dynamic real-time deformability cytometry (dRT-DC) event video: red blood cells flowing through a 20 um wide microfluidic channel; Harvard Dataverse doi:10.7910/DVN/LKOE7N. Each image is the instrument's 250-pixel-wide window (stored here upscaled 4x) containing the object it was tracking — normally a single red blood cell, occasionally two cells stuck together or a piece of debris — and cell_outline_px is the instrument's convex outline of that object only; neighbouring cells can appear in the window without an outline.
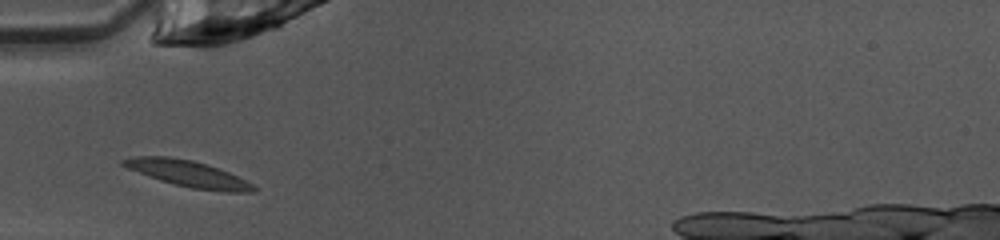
{"species": "common noctule bat (a hibernating species)", "species_latin": "Nyctalus noctula", "temperature_condition": "warm", "stored_images_in_passage": 27, "camera_frame_rate_fps": 3000, "um_per_image_px": 0.085, "animal": {"sex": "female", "body_mass_g": 10.0, "forearm_length_mm": 53.1}, "frame": {"image": 1, "passage_image": 1, "time_ms": 0.0, "image_size_px": [1000, 240], "cell_outline_px": [[256, 192], [224, 192], [192, 188], [160, 180], [148, 176], [128, 168], [120, 164], [120, 160], [136, 156], [168, 156], [192, 160], [228, 172], [252, 184], [256, 188]], "centroid_in_image_um": [15.95, 14.76], "position_along_channel_um": 69.0, "area_um2": 19.59}}
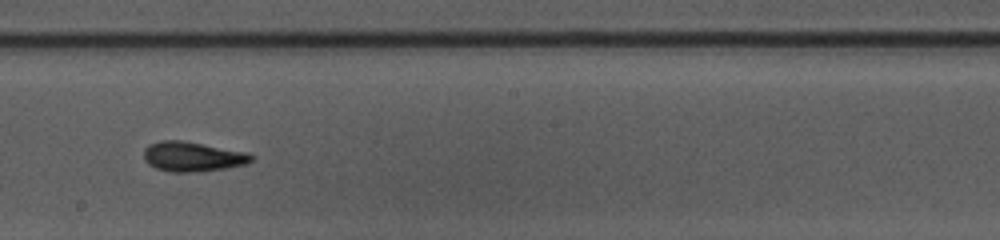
{"frame": {"image": 2, "passage_image": 13, "time_ms": 4.0, "image_size_px": [1000, 240], "cell_outline_px": [[256, 156], [252, 160], [244, 164], [224, 168], [192, 172], [172, 172], [156, 168], [148, 164], [144, 160], [144, 148], [148, 144], [160, 140], [180, 140], [248, 152]], "centroid_in_image_um": [16.34, 13.3], "position_along_channel_um": 231.9, "area_um2": 18.61}}
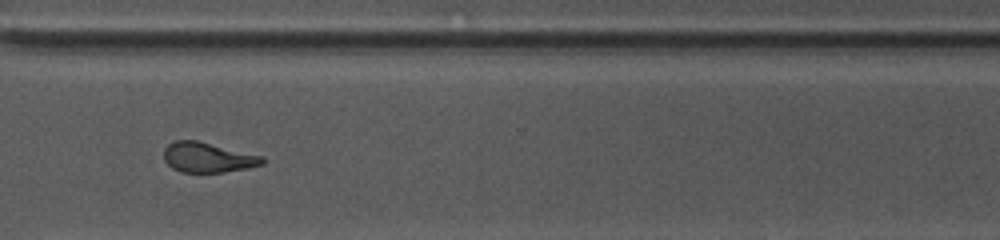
{"frame": {"image": 3, "passage_image": 22, "time_ms": 7.0, "image_size_px": [1000, 240], "cell_outline_px": [[264, 164], [248, 168], [224, 172], [180, 172], [172, 168], [164, 160], [164, 148], [168, 144], [176, 140], [196, 140], [264, 156]], "centroid_in_image_um": [17.67, 13.38], "position_along_channel_um": 352.9, "area_um2": 17.28}, "authors_computed_cell_mechanics": {"area_um2": 17.8024, "velocity_mm_per_s": 4.0478, "shape_relaxation_time_tau1_ms": 5.2644, "shape_relaxation_time_tau2_ms": 2.8883, "deformation_change_tau1": 0.1995, "deformation_change_tau2": 0.1083}}